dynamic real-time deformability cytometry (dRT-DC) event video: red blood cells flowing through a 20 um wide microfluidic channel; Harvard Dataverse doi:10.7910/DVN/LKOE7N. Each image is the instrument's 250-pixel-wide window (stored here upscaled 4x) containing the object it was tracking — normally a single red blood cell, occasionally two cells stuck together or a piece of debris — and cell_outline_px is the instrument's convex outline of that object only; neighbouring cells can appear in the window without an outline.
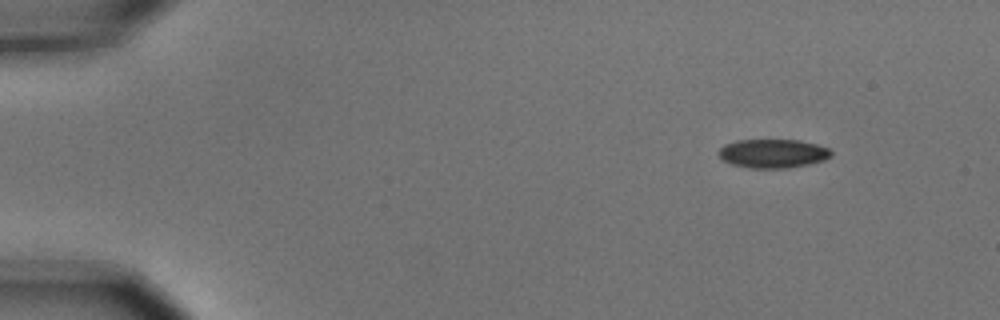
{"species": "common noctule bat (a hibernating species)", "species_latin": "Nyctalus noctula", "temperature_condition": "cold", "stored_images_in_passage": 4, "camera_frame_rate_fps": 3000, "um_per_image_px": 0.085, "animal": {"sex": "male", "body_mass_g": 15.6}, "frame": {"image": 1, "passage_image": 1, "time_ms": 0.0, "image_size_px": [1000, 320], "cell_outline_px": [[832, 156], [824, 160], [808, 164], [788, 168], [748, 168], [732, 164], [724, 160], [720, 156], [720, 148], [724, 144], [736, 140], [800, 140], [816, 144], [828, 148], [832, 152]], "centroid_in_image_um": [65.71, 13.04], "position_along_channel_um": 19.3, "area_um2": 18.84}}
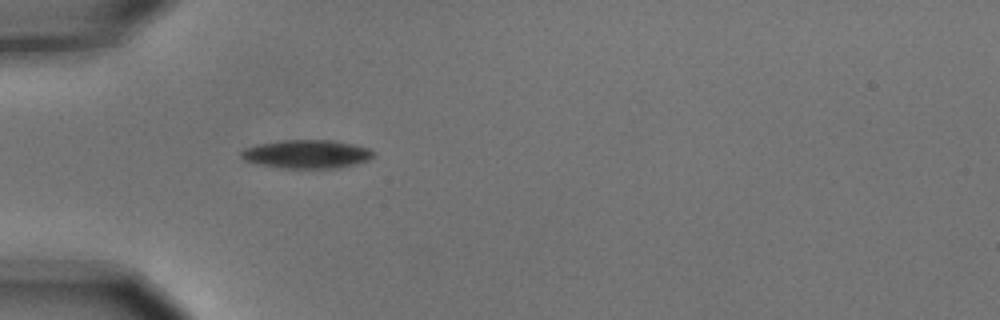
{"frame": {"image": 2, "passage_image": 4, "time_ms": 1.0, "image_size_px": [1000, 320], "cell_outline_px": [[376, 152], [368, 160], [356, 164], [336, 168], [288, 168], [264, 164], [244, 160], [240, 156], [240, 152], [244, 148], [256, 144], [284, 140], [332, 140], [352, 144], [368, 148]], "centroid_in_image_um": [26.09, 13.08], "position_along_channel_um": 58.9, "area_um2": 21.73}}